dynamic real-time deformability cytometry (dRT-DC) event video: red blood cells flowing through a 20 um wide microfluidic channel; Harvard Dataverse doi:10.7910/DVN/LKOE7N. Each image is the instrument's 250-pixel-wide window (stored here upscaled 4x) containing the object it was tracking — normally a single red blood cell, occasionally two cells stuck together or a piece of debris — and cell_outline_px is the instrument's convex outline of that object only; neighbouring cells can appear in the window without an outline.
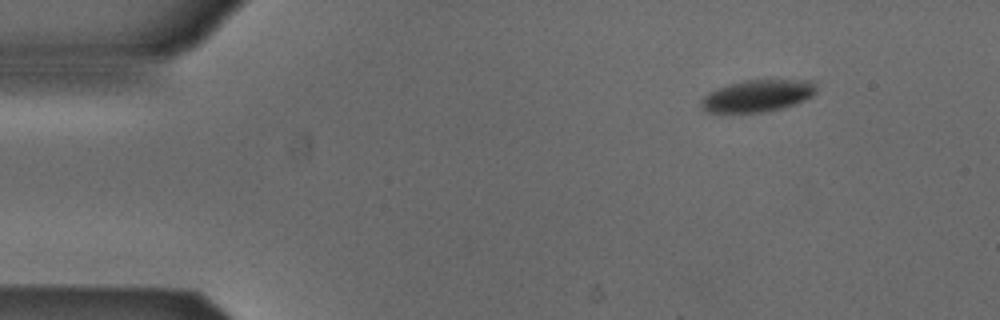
{"species": "Egyptian fruit bat (a non-hibernating species)", "species_latin": "Rousettus aegyptiacus", "temperature_condition": "cold", "stored_images_in_passage": 3, "camera_frame_rate_fps": 3000, "um_per_image_px": 0.085, "animal": {"sex": "male"}, "frame": {"image": 1, "passage_image": 1, "time_ms": 0.0, "image_size_px": [1000, 320], "cell_outline_px": [[816, 92], [812, 96], [796, 104], [780, 108], [760, 112], [708, 112], [700, 104], [700, 100], [708, 92], [728, 84], [744, 80], [816, 80]], "centroid_in_image_um": [64.42, 8.12], "position_along_channel_um": 20.6, "area_um2": 21.39}}